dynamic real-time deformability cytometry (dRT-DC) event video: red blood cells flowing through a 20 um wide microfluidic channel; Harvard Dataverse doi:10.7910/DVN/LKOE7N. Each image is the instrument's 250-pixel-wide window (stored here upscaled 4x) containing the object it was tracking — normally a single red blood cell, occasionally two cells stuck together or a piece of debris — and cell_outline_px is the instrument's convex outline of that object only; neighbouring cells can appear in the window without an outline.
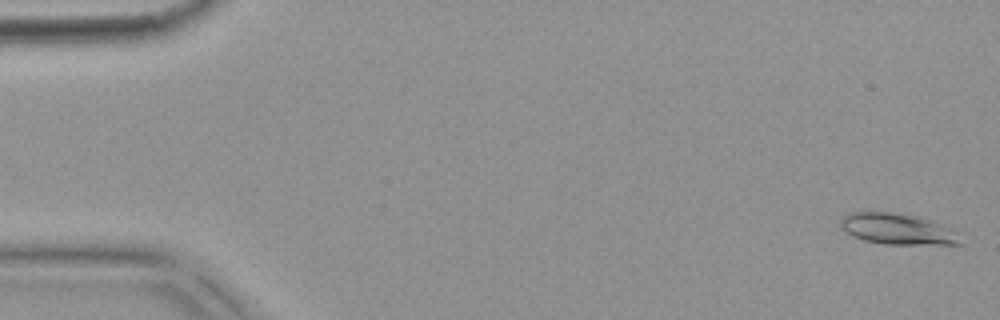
{"species": "common noctule bat (a hibernating species)", "species_latin": "Nyctalus noctula", "temperature_condition": "warm", "stored_images_in_passage": 5, "camera_frame_rate_fps": 3000, "um_per_image_px": 0.085, "animal": {"sex": "female", "body_mass_g": 18.4}, "frame": {"image": 1, "passage_image": 1, "time_ms": 0.0, "image_size_px": [1000, 320], "cell_outline_px": [[964, 244], [884, 244], [864, 240], [852, 236], [844, 232], [840, 228], [840, 220], [848, 212], [864, 208], [892, 212], [916, 216], [932, 220], [944, 224], [964, 232]], "centroid_in_image_um": [76.33, 19.43], "position_along_channel_um": 8.7, "area_um2": 23.06}}